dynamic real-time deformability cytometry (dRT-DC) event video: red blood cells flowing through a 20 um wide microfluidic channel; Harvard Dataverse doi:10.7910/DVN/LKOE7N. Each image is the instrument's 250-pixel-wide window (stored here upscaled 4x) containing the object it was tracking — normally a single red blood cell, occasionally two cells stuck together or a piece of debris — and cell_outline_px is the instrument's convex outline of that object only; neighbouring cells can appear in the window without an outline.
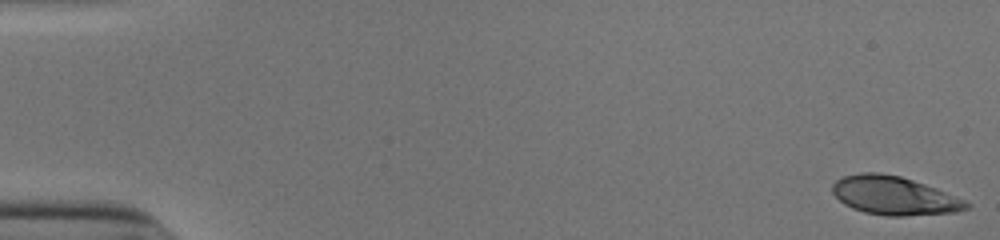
{"species": "human", "species_latin": "Homo sapiens", "temperature_condition": "cold", "stored_images_in_passage": 53, "camera_frame_rate_fps": 3000, "um_per_image_px": 0.085, "donor": {"sex": "male"}, "frame": {"image": 1, "passage_image": 1, "time_ms": 0.0, "image_size_px": [1000, 240], "cell_outline_px": [[972, 204], [968, 208], [956, 212], [904, 216], [888, 216], [864, 212], [852, 208], [844, 204], [832, 192], [832, 184], [836, 180], [844, 176], [860, 172], [880, 172], [900, 176], [936, 188], [964, 200]], "centroid_in_image_um": [75.99, 16.63], "position_along_channel_um": 9.0, "area_um2": 30.0}}
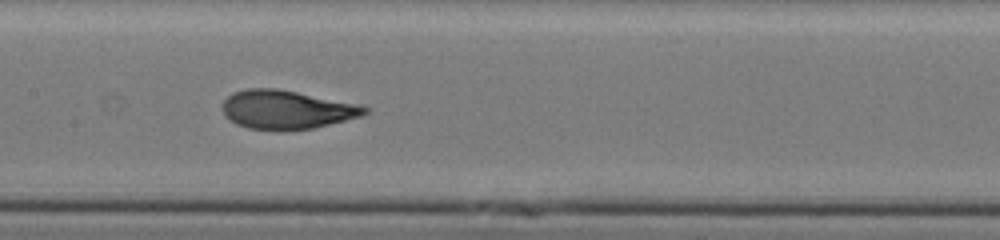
{"frame": {"image": 2, "passage_image": 27, "time_ms": 8.667, "image_size_px": [1000, 240], "cell_outline_px": [[368, 112], [360, 116], [312, 128], [248, 128], [236, 124], [224, 116], [224, 100], [232, 92], [248, 88], [276, 88], [360, 104], [368, 108]], "centroid_in_image_um": [24.35, 9.28], "position_along_channel_um": 183.1, "area_um2": 31.27}}
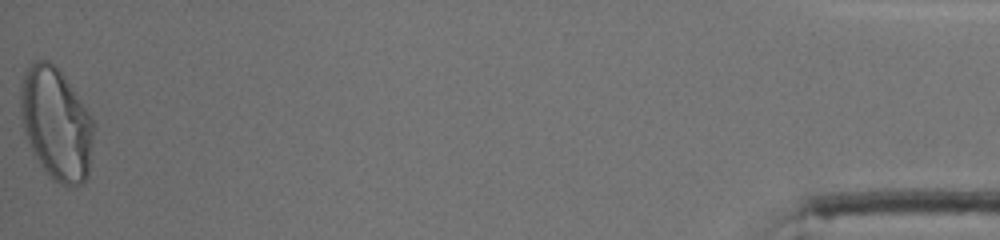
{"frame": {"image": 3, "passage_image": 53, "time_ms": 17.333, "image_size_px": [1000, 240], "cell_outline_px": [[96, 124], [88, 176], [80, 184], [68, 188], [52, 180], [36, 156], [24, 132], [20, 112], [20, 80], [24, 72], [36, 60], [48, 60], [64, 76]], "centroid_in_image_um": [4.79, 10.54], "position_along_channel_um": 430.4, "area_um2": 47.8}, "authors_computed_cell_mechanics": {"area_um2": 31.6166, "velocity_mm_per_s": 3.9087, "shape_relaxation_time_tau1_ms": 6.2598, "shape_relaxation_time_tau2_ms": null, "deformation_change_tau1": 0.2478, "deformation_change_tau2": null}}